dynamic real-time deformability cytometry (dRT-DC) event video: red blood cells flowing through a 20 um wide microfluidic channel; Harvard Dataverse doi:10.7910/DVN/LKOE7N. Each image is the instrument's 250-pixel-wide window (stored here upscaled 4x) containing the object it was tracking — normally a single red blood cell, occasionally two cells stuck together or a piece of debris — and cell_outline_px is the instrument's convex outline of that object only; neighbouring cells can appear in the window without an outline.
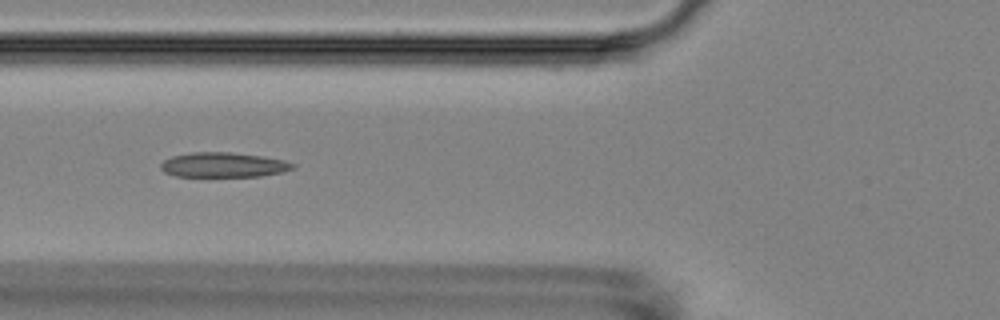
{"species": "Egyptian fruit bat (a non-hibernating species)", "species_latin": "Rousettus aegyptiacus", "temperature_condition": "room temperature", "stored_images_in_passage": 15, "camera_frame_rate_fps": 3000, "um_per_image_px": 0.085, "animal": {"sex": "female"}, "frame": {"image": 1, "passage_image": 5, "time_ms": 6.0, "image_size_px": [1000, 320], "cell_outline_px": [[296, 168], [284, 172], [260, 176], [176, 176], [164, 172], [160, 168], [160, 164], [164, 160], [172, 156], [192, 152], [228, 152], [260, 156], [284, 160], [296, 164]], "centroid_in_image_um": [19.0, 14.01], "position_along_channel_um": 106.8, "area_um2": 19.07}}
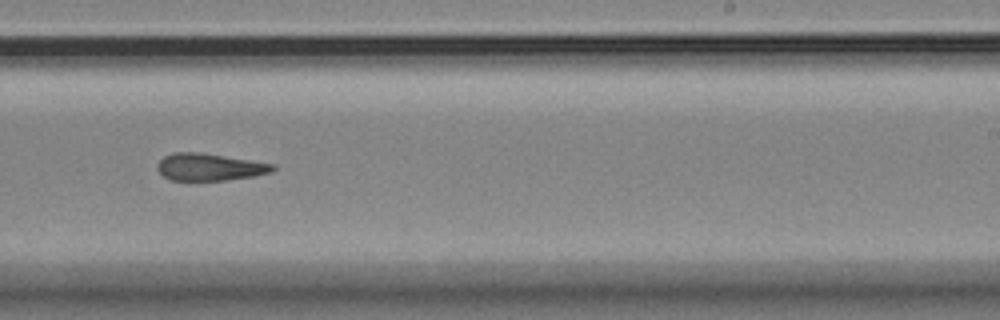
{"frame": {"image": 2, "passage_image": 9, "time_ms": 10.667, "image_size_px": [1000, 320], "cell_outline_px": [[276, 168], [272, 172], [256, 176], [228, 180], [172, 180], [164, 176], [156, 168], [156, 164], [164, 156], [172, 152], [200, 152], [276, 164]], "centroid_in_image_um": [17.84, 14.19], "position_along_channel_um": 271.2, "area_um2": 18.44}}
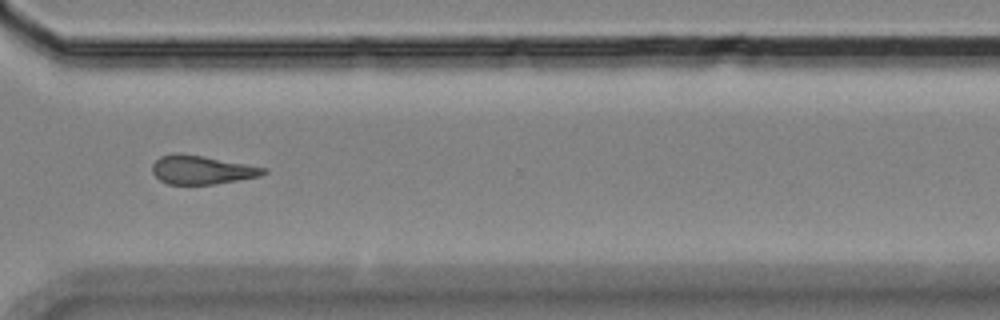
{"frame": {"image": 3, "passage_image": 11, "time_ms": 13.0, "image_size_px": [1000, 320], "cell_outline_px": [[268, 172], [260, 176], [216, 184], [168, 184], [160, 180], [152, 172], [152, 164], [160, 156], [180, 152], [204, 156], [268, 168]], "centroid_in_image_um": [17.15, 14.43], "position_along_channel_um": 353.4, "area_um2": 18.67}, "authors_computed_cell_mechanics": {"area_um2": 18.9584, "velocity_mm_per_s": 3.5264, "shape_relaxation_time_tau1_ms": 4.995, "shape_relaxation_time_tau2_ms": 3.1304, "deformation_change_tau1": 0.1317, "deformation_change_tau2": 0.1019}}